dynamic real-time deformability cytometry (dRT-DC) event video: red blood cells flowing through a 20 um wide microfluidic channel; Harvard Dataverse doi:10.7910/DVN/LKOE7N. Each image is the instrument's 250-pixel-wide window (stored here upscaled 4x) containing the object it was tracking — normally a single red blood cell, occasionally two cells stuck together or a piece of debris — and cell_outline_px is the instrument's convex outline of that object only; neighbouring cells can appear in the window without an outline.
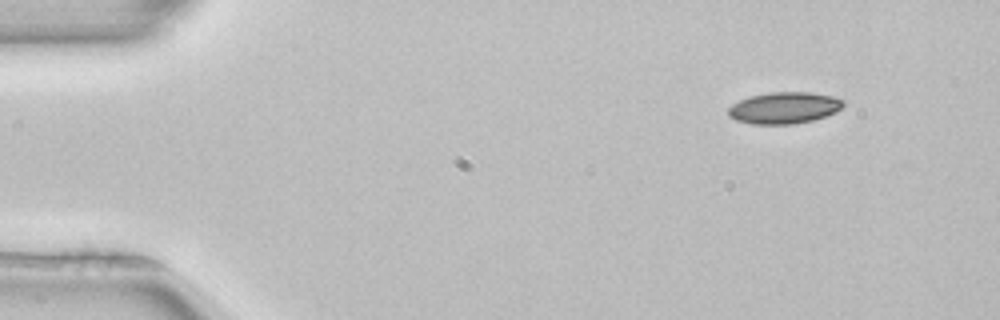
{"species": "common noctule bat (a hibernating species)", "species_latin": "Nyctalus noctula", "temperature_condition": "room temperature", "stored_images_in_passage": 47, "camera_frame_rate_fps": 3000, "um_per_image_px": 0.085, "animal": {"sex": "female", "body_mass_g": 22.7, "forearm_length_mm": 54.2}, "frame": {"image": 1, "passage_image": 1, "time_ms": 0.0, "image_size_px": [1000, 320], "cell_outline_px": [[844, 104], [836, 112], [812, 120], [792, 124], [752, 124], [736, 120], [728, 116], [728, 108], [732, 104], [748, 96], [768, 92], [812, 92], [832, 96], [844, 100]], "centroid_in_image_um": [66.63, 9.16], "position_along_channel_um": 18.4, "area_um2": 21.21}}
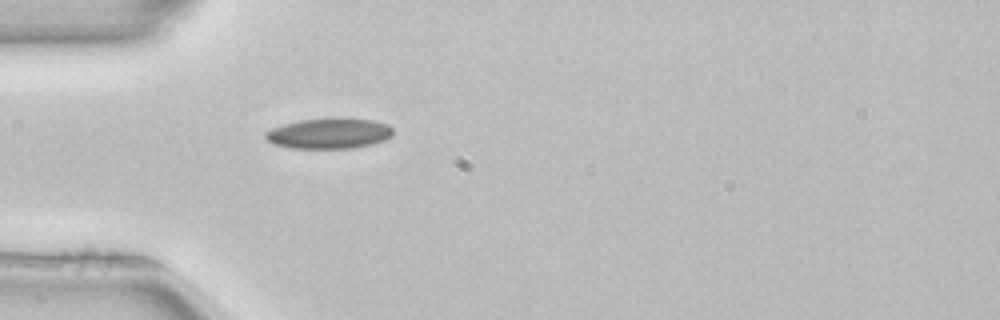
{"frame": {"image": 2, "passage_image": 11, "time_ms": 3.333, "image_size_px": [1000, 320], "cell_outline_px": [[392, 136], [384, 140], [372, 144], [352, 148], [292, 148], [272, 144], [264, 136], [264, 132], [272, 128], [284, 124], [300, 120], [372, 120], [388, 124], [392, 128]], "centroid_in_image_um": [27.95, 11.37], "position_along_channel_um": 57.1, "area_um2": 22.02}}
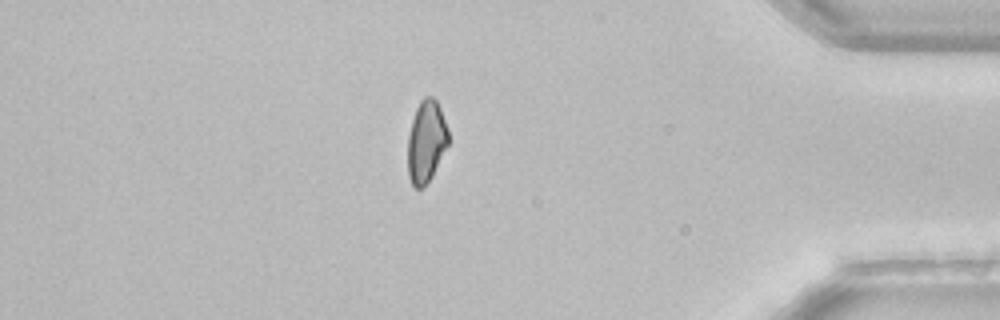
{"frame": {"image": 3, "passage_image": 40, "time_ms": 13.0, "image_size_px": [1000, 320], "cell_outline_px": [[448, 144], [428, 184], [424, 188], [416, 188], [412, 184], [408, 176], [408, 136], [412, 120], [416, 108], [420, 100], [424, 96], [432, 96], [436, 100], [440, 108], [448, 128]], "centroid_in_image_um": [36.22, 12.03], "position_along_channel_um": 399.0, "area_um2": 19.48}, "authors_computed_cell_mechanics": {"area_um2": 21.2126, "velocity_mm_per_s": 3.9768, "shape_relaxation_time_tau1_ms": 7.5633, "shape_relaxation_time_tau2_ms": null, "deformation_change_tau1": 0.1427, "deformation_change_tau2": null}}